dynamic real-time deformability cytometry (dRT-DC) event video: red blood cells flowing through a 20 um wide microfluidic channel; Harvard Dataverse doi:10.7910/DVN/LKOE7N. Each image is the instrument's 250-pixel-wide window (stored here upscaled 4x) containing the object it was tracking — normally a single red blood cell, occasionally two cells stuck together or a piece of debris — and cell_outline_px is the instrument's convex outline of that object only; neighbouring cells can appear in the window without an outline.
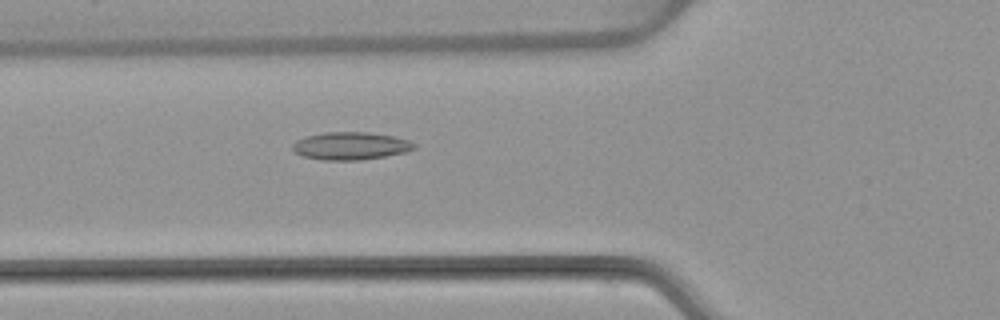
{"species": "common noctule bat (a hibernating species)", "species_latin": "Nyctalus noctula", "temperature_condition": "warm", "stored_images_in_passage": 5, "camera_frame_rate_fps": 3000, "um_per_image_px": 0.085, "animal": {"sex": "female", "body_mass_g": 22.7, "forearm_length_mm": 54.2}, "frame": {"image": 1, "passage_image": 5, "time_ms": 5.667, "image_size_px": [1000, 320], "cell_outline_px": [[416, 148], [408, 152], [360, 160], [324, 160], [304, 156], [296, 152], [292, 148], [292, 144], [296, 140], [304, 136], [324, 132], [368, 132], [392, 136], [408, 140], [416, 144]], "centroid_in_image_um": [29.81, 12.39], "position_along_channel_um": 96.0, "area_um2": 19.65}}